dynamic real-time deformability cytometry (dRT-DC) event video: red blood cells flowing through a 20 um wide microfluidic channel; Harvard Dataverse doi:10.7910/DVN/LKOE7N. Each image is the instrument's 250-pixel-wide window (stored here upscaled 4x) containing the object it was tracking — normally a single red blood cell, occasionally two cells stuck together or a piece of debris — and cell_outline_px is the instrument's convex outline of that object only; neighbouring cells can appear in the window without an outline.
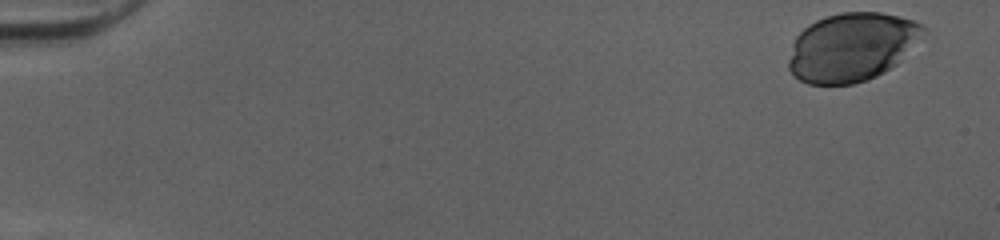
{"species": "human", "species_latin": "Homo sapiens", "temperature_condition": "cold", "stored_images_in_passage": 50, "camera_frame_rate_fps": 3000, "um_per_image_px": 0.085, "donor": {"sex": "female"}, "frame": {"image": 1, "passage_image": 1, "time_ms": 0.0, "image_size_px": [1000, 240], "cell_outline_px": [[928, 32], [896, 64], [884, 72], [876, 76], [852, 84], [808, 84], [800, 80], [788, 68], [788, 60], [792, 44], [796, 36], [808, 24], [816, 20], [840, 12], [880, 12], [912, 20], [928, 28]], "centroid_in_image_um": [72.41, 3.99], "position_along_channel_um": 12.6, "area_um2": 53.75}}
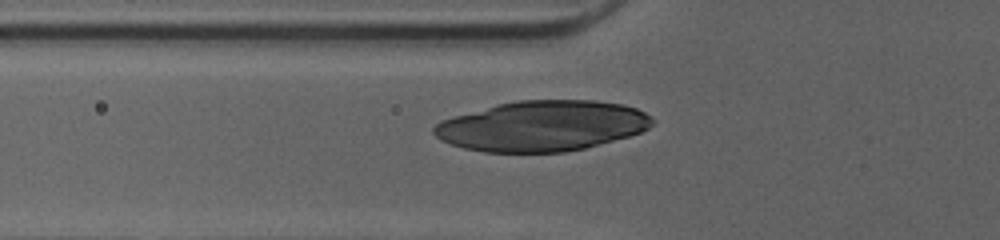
{"frame": {"image": 2, "passage_image": 18, "time_ms": 5.667, "image_size_px": [1000, 240], "cell_outline_px": [[656, 120], [648, 128], [640, 132], [628, 136], [584, 148], [564, 152], [484, 152], [464, 148], [440, 140], [432, 132], [432, 128], [440, 120], [496, 104], [516, 100], [596, 100], [620, 104], [636, 108], [644, 112]], "centroid_in_image_um": [46.06, 10.7], "position_along_channel_um": 79.7, "area_um2": 64.1}}